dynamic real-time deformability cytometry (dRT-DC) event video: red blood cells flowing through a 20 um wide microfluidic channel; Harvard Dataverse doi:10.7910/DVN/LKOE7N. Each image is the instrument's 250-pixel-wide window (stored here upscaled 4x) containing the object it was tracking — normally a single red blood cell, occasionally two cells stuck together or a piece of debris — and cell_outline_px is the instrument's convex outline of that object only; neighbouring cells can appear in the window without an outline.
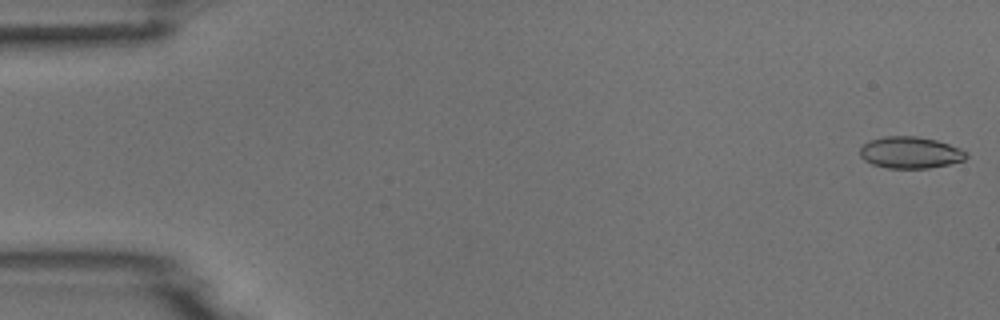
{"species": "common noctule bat (a hibernating species)", "species_latin": "Nyctalus noctula", "temperature_condition": "room temperature", "stored_images_in_passage": 5, "camera_frame_rate_fps": 3000, "um_per_image_px": 0.085, "animal": {"sex": "male", "body_mass_g": 18.8}, "frame": {"image": 1, "passage_image": 1, "time_ms": 0.0, "image_size_px": [1000, 320], "cell_outline_px": [[968, 156], [964, 160], [948, 164], [928, 168], [888, 168], [872, 164], [864, 160], [860, 156], [860, 148], [868, 140], [884, 136], [916, 136], [936, 140], [960, 148], [968, 152]], "centroid_in_image_um": [77.36, 12.96], "position_along_channel_um": 7.6, "area_um2": 19.65}}
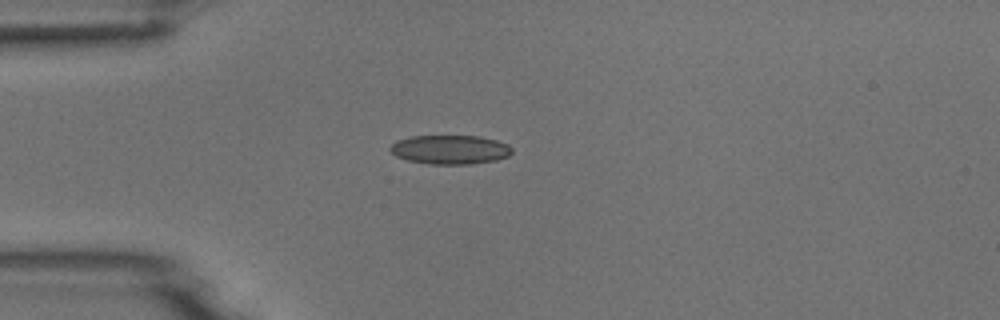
{"frame": {"image": 2, "passage_image": 5, "time_ms": 4.333, "image_size_px": [1000, 320], "cell_outline_px": [[512, 152], [508, 156], [496, 160], [468, 164], [428, 164], [408, 160], [396, 156], [388, 148], [396, 140], [412, 136], [480, 136], [496, 140], [508, 144], [512, 148]], "centroid_in_image_um": [38.25, 12.71], "position_along_channel_um": 46.7, "area_um2": 20.63}}